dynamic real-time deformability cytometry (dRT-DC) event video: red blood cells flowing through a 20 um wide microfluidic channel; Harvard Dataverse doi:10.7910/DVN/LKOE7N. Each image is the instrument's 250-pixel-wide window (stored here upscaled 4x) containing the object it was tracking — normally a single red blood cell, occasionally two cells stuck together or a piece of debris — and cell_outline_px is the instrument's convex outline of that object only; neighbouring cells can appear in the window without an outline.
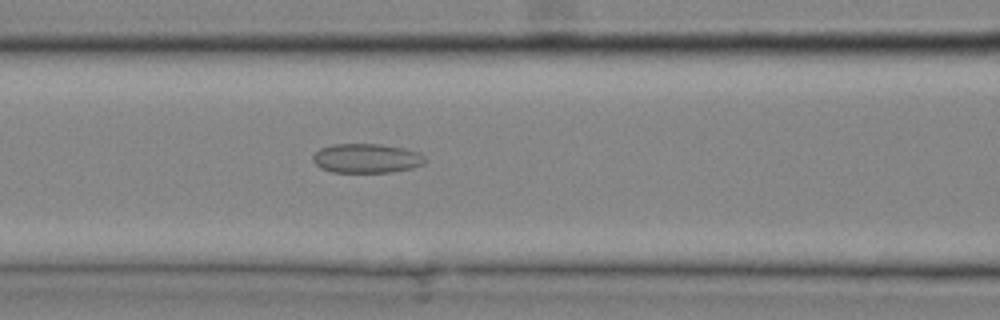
{"species": "common noctule bat (a hibernating species)", "species_latin": "Nyctalus noctula", "temperature_condition": "cold", "stored_images_in_passage": 21, "camera_frame_rate_fps": 3000, "um_per_image_px": 0.085, "animal": {"sex": "male", "body_mass_g": 20.4}, "frame": {"image": 1, "passage_image": 4, "time_ms": 1.0, "image_size_px": [1000, 320], "cell_outline_px": [[428, 160], [424, 164], [412, 168], [392, 172], [332, 172], [320, 168], [312, 160], [312, 156], [320, 148], [332, 144], [380, 144], [404, 148], [420, 152]], "centroid_in_image_um": [31.18, 13.45], "position_along_channel_um": 135.4, "area_um2": 19.36}}
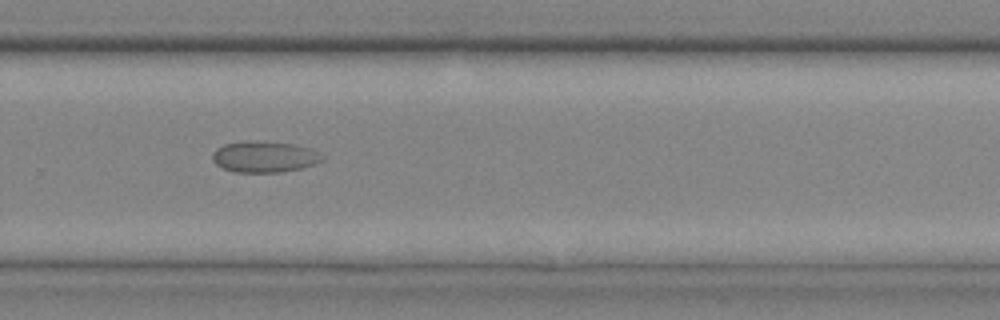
{"frame": {"image": 2, "passage_image": 12, "time_ms": 3.667, "image_size_px": [1000, 320], "cell_outline_px": [[324, 160], [316, 164], [300, 168], [280, 172], [236, 172], [224, 168], [216, 164], [212, 160], [212, 152], [216, 148], [224, 144], [248, 140], [256, 140], [296, 144], [312, 148], [320, 152], [324, 156]], "centroid_in_image_um": [22.51, 13.3], "position_along_channel_um": 307.3, "area_um2": 20.29}}
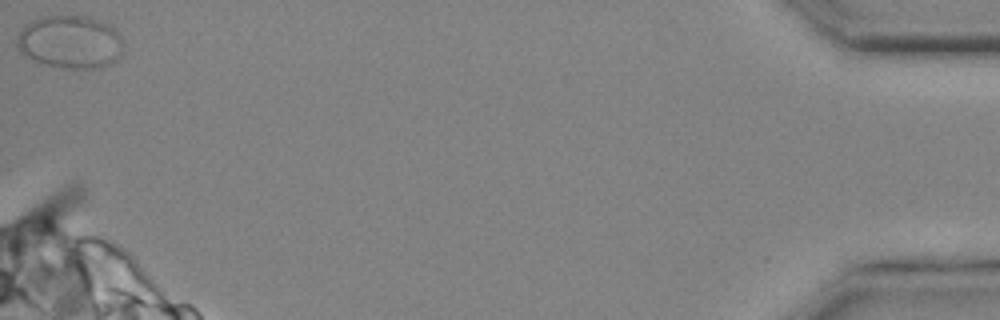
{"frame": {"image": 3, "passage_image": 21, "time_ms": 6.667, "image_size_px": [1000, 320], "cell_outline_px": [[124, 52], [116, 60], [104, 68], [60, 68], [40, 64], [24, 56], [16, 48], [16, 36], [32, 20], [40, 16], [84, 16], [100, 20], [108, 24], [124, 40]], "centroid_in_image_um": [5.96, 3.59], "position_along_channel_um": 429.2, "area_um2": 33.47}}